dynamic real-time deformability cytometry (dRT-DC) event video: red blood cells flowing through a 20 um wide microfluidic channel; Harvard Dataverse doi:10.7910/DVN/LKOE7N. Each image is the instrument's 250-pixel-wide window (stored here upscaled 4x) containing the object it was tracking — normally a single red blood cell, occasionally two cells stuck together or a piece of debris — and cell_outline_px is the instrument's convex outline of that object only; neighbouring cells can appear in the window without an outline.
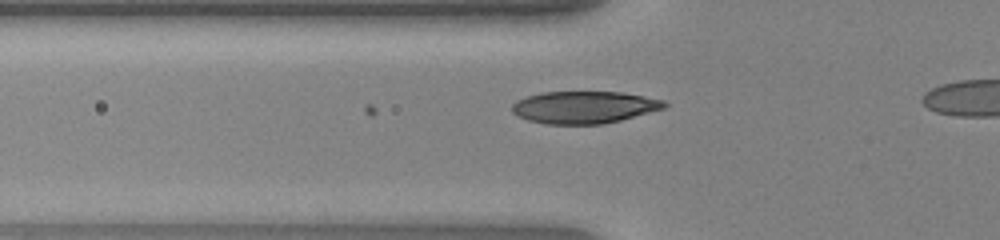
{"species": "human", "species_latin": "Homo sapiens", "temperature_condition": "warm", "stored_images_in_passage": 39, "camera_frame_rate_fps": 3000, "um_per_image_px": 0.085, "donor": {"sex": "female"}, "frame": {"image": 1, "passage_image": 12, "time_ms": 3.667, "image_size_px": [1000, 240], "cell_outline_px": [[668, 104], [664, 108], [620, 120], [604, 124], [544, 124], [528, 120], [516, 116], [512, 112], [512, 104], [516, 100], [540, 92], [620, 92], [664, 100]], "centroid_in_image_um": [49.6, 9.12], "position_along_channel_um": 76.2, "area_um2": 28.55}}
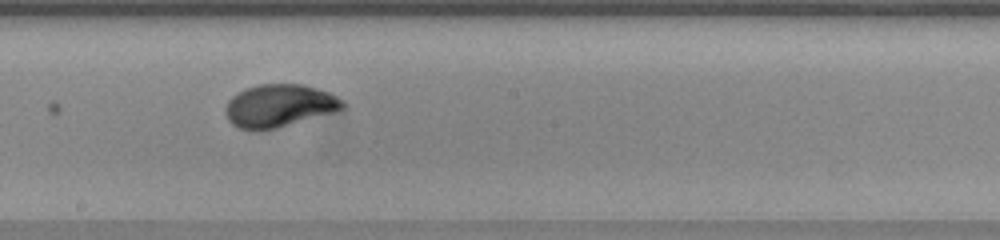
{"frame": {"image": 2, "passage_image": 23, "time_ms": 7.333, "image_size_px": [1000, 240], "cell_outline_px": [[344, 108], [336, 112], [276, 128], [252, 132], [240, 128], [232, 124], [228, 120], [224, 112], [224, 108], [228, 100], [236, 92], [244, 88], [260, 84], [304, 84], [328, 92], [344, 100]], "centroid_in_image_um": [23.7, 8.99], "position_along_channel_um": 224.5, "area_um2": 29.59}}
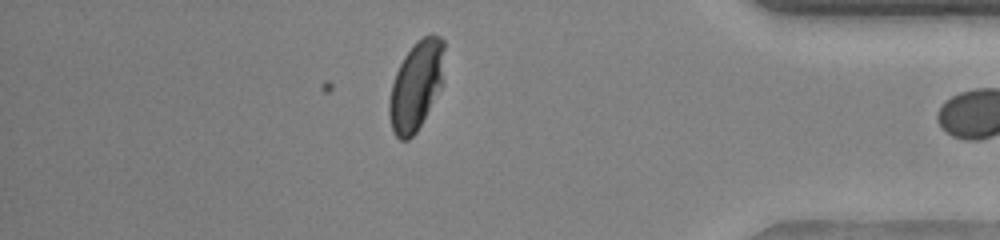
{"frame": {"image": 3, "passage_image": 38, "time_ms": 12.333, "image_size_px": [1000, 240], "cell_outline_px": [[444, 48], [440, 88], [416, 132], [408, 140], [400, 140], [396, 136], [392, 128], [388, 112], [388, 100], [392, 84], [396, 72], [404, 56], [416, 40], [432, 32], [440, 36], [444, 40]], "centroid_in_image_um": [35.34, 7.24], "position_along_channel_um": 399.9, "area_um2": 28.26}}